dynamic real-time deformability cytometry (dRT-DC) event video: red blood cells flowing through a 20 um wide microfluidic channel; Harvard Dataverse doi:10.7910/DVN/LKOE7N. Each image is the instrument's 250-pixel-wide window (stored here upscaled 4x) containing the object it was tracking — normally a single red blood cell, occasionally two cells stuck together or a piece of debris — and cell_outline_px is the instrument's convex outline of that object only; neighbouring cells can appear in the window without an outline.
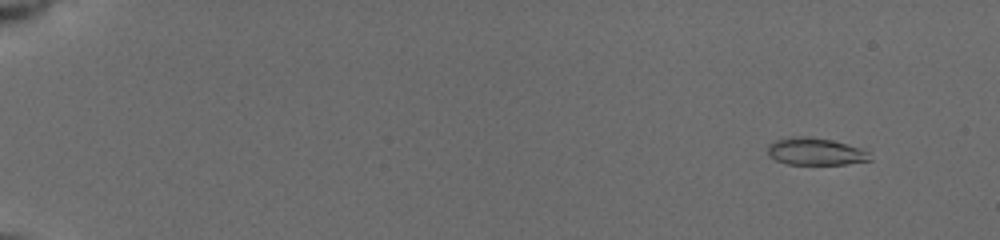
{"species": "common noctule bat (a hibernating species)", "species_latin": "Nyctalus noctula", "temperature_condition": "cold", "stored_images_in_passage": 40, "camera_frame_rate_fps": 3000, "um_per_image_px": 0.085, "animal": {"sex": "female", "body_mass_g": 19.5, "forearm_length_mm": 54.1}, "frame": {"image": 1, "passage_image": 8, "time_ms": 1.667, "image_size_px": [1000, 240], "cell_outline_px": [[872, 160], [844, 164], [788, 164], [776, 160], [768, 156], [768, 144], [776, 140], [792, 136], [804, 136], [832, 140], [860, 148], [868, 152]], "centroid_in_image_um": [69.28, 12.88], "position_along_channel_um": 15.7, "area_um2": 16.13}}
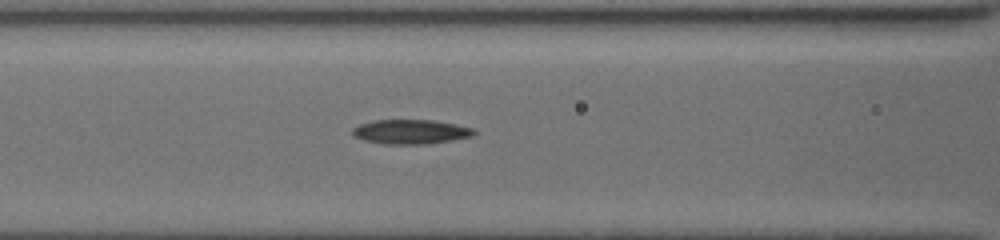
{"frame": {"image": 2, "passage_image": 33, "time_ms": 8.667, "image_size_px": [1000, 240], "cell_outline_px": [[476, 132], [472, 136], [432, 144], [380, 144], [364, 140], [352, 136], [352, 128], [360, 124], [376, 120], [432, 120], [456, 124], [472, 128]], "centroid_in_image_um": [34.89, 11.21], "position_along_channel_um": 131.7, "area_um2": 17.4}}
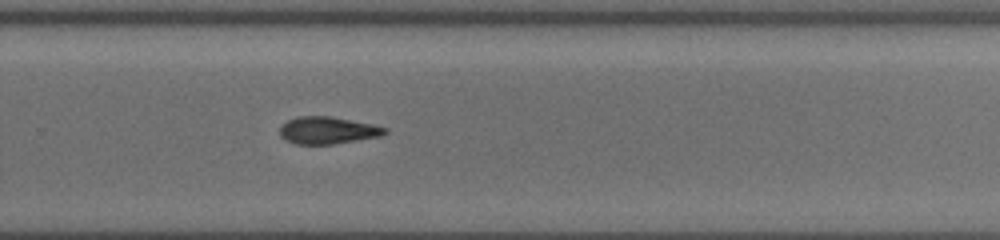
{"frame": {"image": 3, "passage_image": 40, "time_ms": 13.0, "image_size_px": [1000, 240], "cell_outline_px": [[388, 132], [380, 136], [332, 144], [296, 144], [280, 136], [280, 128], [288, 120], [296, 116], [332, 116], [372, 124], [388, 128]], "centroid_in_image_um": [27.87, 11.07], "position_along_channel_um": 301.9, "area_um2": 16.53}}